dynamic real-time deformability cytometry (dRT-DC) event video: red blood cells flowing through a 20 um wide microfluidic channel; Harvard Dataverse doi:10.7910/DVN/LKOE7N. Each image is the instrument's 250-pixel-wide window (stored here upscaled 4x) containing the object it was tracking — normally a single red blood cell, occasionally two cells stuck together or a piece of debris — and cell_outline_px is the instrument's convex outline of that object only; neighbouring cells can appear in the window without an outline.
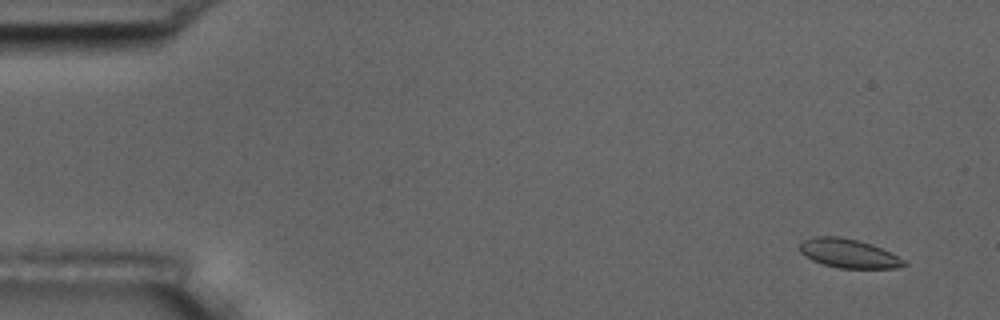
{"species": "common noctule bat (a hibernating species)", "species_latin": "Nyctalus noctula", "temperature_condition": "room temperature", "stored_images_in_passage": 5, "camera_frame_rate_fps": 3000, "um_per_image_px": 0.085, "animal": {"sex": "male", "body_mass_g": 17.5, "forearm_length_mm": 52.3}, "frame": {"image": 1, "passage_image": 1, "time_ms": 0.0, "image_size_px": [1000, 320], "cell_outline_px": [[908, 264], [896, 268], [840, 268], [824, 264], [812, 260], [800, 252], [800, 240], [812, 236], [840, 236], [860, 240], [872, 244], [904, 260]], "centroid_in_image_um": [72.08, 21.52], "position_along_channel_um": 12.9, "area_um2": 17.57}}
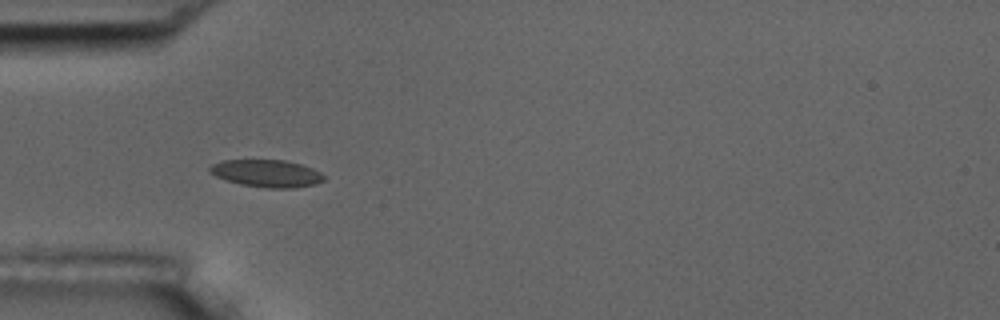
{"frame": {"image": 2, "passage_image": 5, "time_ms": 4.667, "image_size_px": [1000, 320], "cell_outline_px": [[324, 180], [316, 184], [292, 188], [268, 188], [240, 184], [224, 180], [208, 172], [208, 168], [212, 164], [220, 160], [284, 160], [300, 164], [312, 168], [320, 172], [324, 176]], "centroid_in_image_um": [22.63, 14.74], "position_along_channel_um": 62.4, "area_um2": 18.26}}